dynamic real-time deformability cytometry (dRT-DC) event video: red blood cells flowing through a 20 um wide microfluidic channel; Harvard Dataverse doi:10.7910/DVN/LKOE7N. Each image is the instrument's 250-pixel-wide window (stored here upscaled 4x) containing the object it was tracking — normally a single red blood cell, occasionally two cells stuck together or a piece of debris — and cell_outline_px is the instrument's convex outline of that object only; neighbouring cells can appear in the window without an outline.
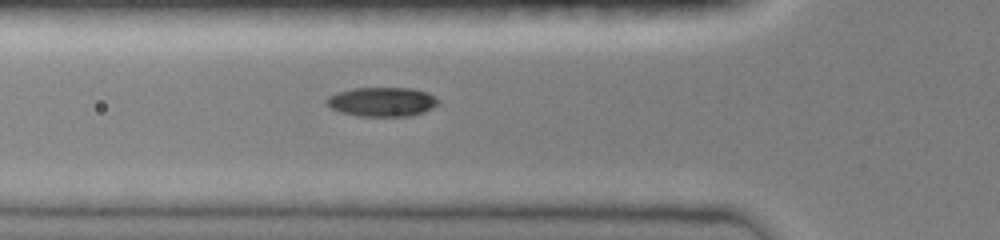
{"species": "common noctule bat (a hibernating species)", "species_latin": "Nyctalus noctula", "temperature_condition": "room temperature", "stored_images_in_passage": 22, "camera_frame_rate_fps": 3000, "um_per_image_px": 0.085, "animal": {"sex": "female", "body_mass_g": 19.0, "forearm_length_mm": 51.5}, "frame": {"image": 1, "passage_image": 4, "time_ms": 1.0, "image_size_px": [1000, 240], "cell_outline_px": [[440, 104], [424, 112], [412, 116], [360, 116], [340, 112], [324, 104], [324, 100], [328, 96], [336, 92], [356, 88], [412, 88], [428, 92], [440, 100]], "centroid_in_image_um": [32.48, 8.65], "position_along_channel_um": 93.3, "area_um2": 19.31}}
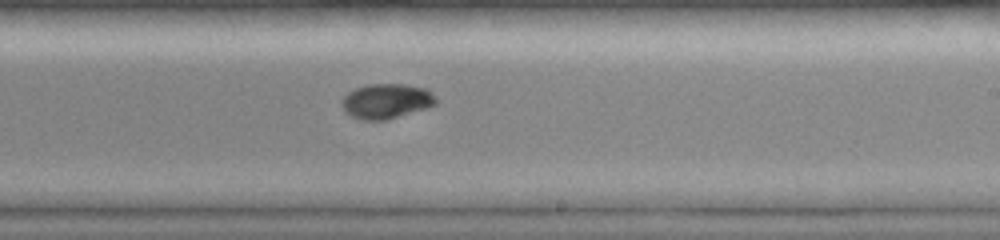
{"frame": {"image": 2, "passage_image": 11, "time_ms": 3.333, "image_size_px": [1000, 240], "cell_outline_px": [[436, 104], [424, 108], [384, 120], [364, 120], [352, 116], [344, 112], [340, 104], [344, 96], [348, 92], [356, 88], [368, 84], [404, 84], [424, 88], [432, 92], [436, 100]], "centroid_in_image_um": [32.79, 8.58], "position_along_channel_um": 256.2, "area_um2": 18.9}}
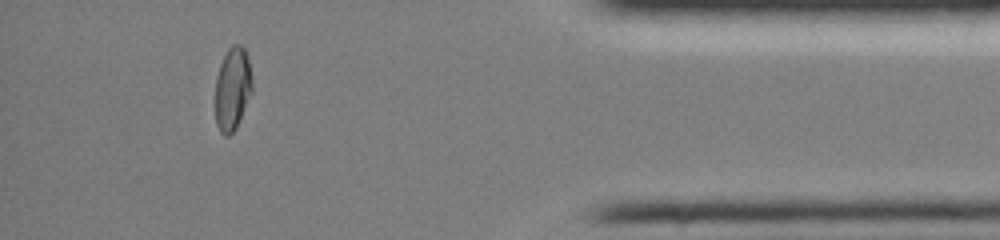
{"frame": {"image": 3, "passage_image": 21, "time_ms": 6.667, "image_size_px": [1000, 240], "cell_outline_px": [[252, 92], [236, 128], [228, 136], [224, 136], [220, 132], [216, 124], [216, 76], [220, 64], [228, 48], [232, 44], [240, 44], [244, 48], [248, 56], [252, 80]], "centroid_in_image_um": [19.77, 7.53], "position_along_channel_um": 415.4, "area_um2": 17.92}}